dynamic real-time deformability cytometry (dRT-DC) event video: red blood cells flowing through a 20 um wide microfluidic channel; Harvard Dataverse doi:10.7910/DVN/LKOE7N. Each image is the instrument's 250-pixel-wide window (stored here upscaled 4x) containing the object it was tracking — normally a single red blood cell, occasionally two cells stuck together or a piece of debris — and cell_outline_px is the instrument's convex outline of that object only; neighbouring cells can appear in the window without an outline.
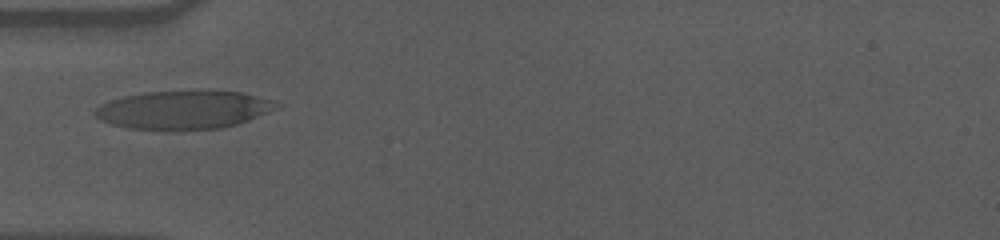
{"species": "human", "species_latin": "Homo sapiens", "temperature_condition": "cold", "stored_images_in_passage": 7, "camera_frame_rate_fps": 3000, "um_per_image_px": 0.085, "donor": {"sex": "male"}, "frame": {"image": 1, "passage_image": 1, "time_ms": 0.0, "image_size_px": [1000, 240], "cell_outline_px": [[284, 104], [280, 108], [248, 120], [236, 124], [220, 128], [176, 132], [168, 132], [128, 128], [112, 124], [100, 120], [92, 112], [100, 104], [124, 96], [144, 92], [240, 92], [276, 100]], "centroid_in_image_um": [15.63, 9.38], "position_along_channel_um": 69.4, "area_um2": 41.1}}
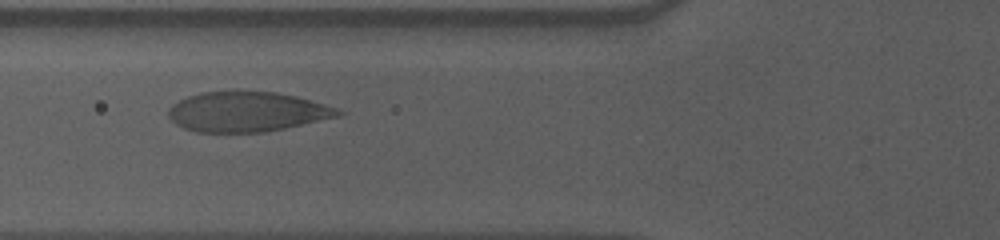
{"frame": {"image": 2, "passage_image": 4, "time_ms": 1.0, "image_size_px": [1000, 240], "cell_outline_px": [[344, 112], [340, 116], [284, 128], [264, 132], [196, 132], [184, 128], [176, 124], [168, 116], [168, 108], [172, 104], [188, 96], [200, 92], [236, 88], [276, 92], [296, 96], [324, 104], [336, 108]], "centroid_in_image_um": [20.95, 9.46], "position_along_channel_um": 104.9, "area_um2": 40.23}}
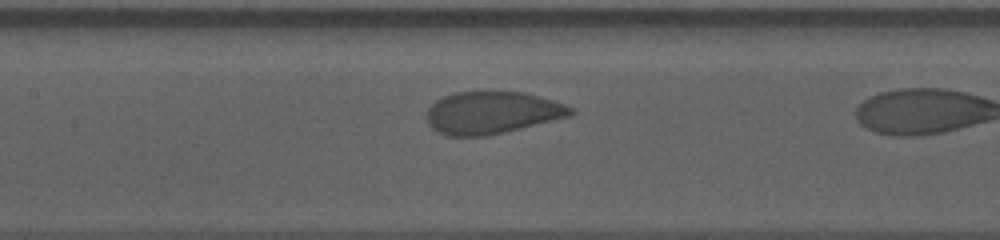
{"frame": {"image": 3, "passage_image": 6, "time_ms": 1.667, "image_size_px": [1000, 240], "cell_outline_px": [[576, 112], [572, 116], [504, 132], [484, 136], [448, 136], [432, 128], [428, 124], [424, 116], [428, 108], [436, 100], [444, 96], [456, 92], [480, 88], [492, 88], [524, 92], [552, 100], [564, 104], [572, 108]], "centroid_in_image_um": [41.8, 9.52], "position_along_channel_um": 165.6, "area_um2": 36.65}}